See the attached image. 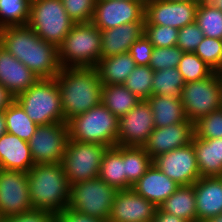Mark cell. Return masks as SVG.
I'll return each mask as SVG.
<instances>
[{"mask_svg": "<svg viewBox=\"0 0 222 222\" xmlns=\"http://www.w3.org/2000/svg\"><path fill=\"white\" fill-rule=\"evenodd\" d=\"M0 45L39 79L55 78L61 69L57 47L42 40L28 24L1 28Z\"/></svg>", "mask_w": 222, "mask_h": 222, "instance_id": "6da1fadb", "label": "cell"}, {"mask_svg": "<svg viewBox=\"0 0 222 222\" xmlns=\"http://www.w3.org/2000/svg\"><path fill=\"white\" fill-rule=\"evenodd\" d=\"M55 79L65 122L101 103L103 85L96 68H61Z\"/></svg>", "mask_w": 222, "mask_h": 222, "instance_id": "7a4b0ae2", "label": "cell"}, {"mask_svg": "<svg viewBox=\"0 0 222 222\" xmlns=\"http://www.w3.org/2000/svg\"><path fill=\"white\" fill-rule=\"evenodd\" d=\"M27 177L33 209L58 215L68 208L71 185L61 163L35 164Z\"/></svg>", "mask_w": 222, "mask_h": 222, "instance_id": "3957f363", "label": "cell"}, {"mask_svg": "<svg viewBox=\"0 0 222 222\" xmlns=\"http://www.w3.org/2000/svg\"><path fill=\"white\" fill-rule=\"evenodd\" d=\"M101 30L92 22L75 23L58 46L61 68L93 67L101 59Z\"/></svg>", "mask_w": 222, "mask_h": 222, "instance_id": "277c9868", "label": "cell"}, {"mask_svg": "<svg viewBox=\"0 0 222 222\" xmlns=\"http://www.w3.org/2000/svg\"><path fill=\"white\" fill-rule=\"evenodd\" d=\"M15 100L37 125L65 122L55 78L38 79L28 90L19 93Z\"/></svg>", "mask_w": 222, "mask_h": 222, "instance_id": "5b68a950", "label": "cell"}, {"mask_svg": "<svg viewBox=\"0 0 222 222\" xmlns=\"http://www.w3.org/2000/svg\"><path fill=\"white\" fill-rule=\"evenodd\" d=\"M119 118L102 103L70 119L69 139L84 143L117 145Z\"/></svg>", "mask_w": 222, "mask_h": 222, "instance_id": "8992f818", "label": "cell"}, {"mask_svg": "<svg viewBox=\"0 0 222 222\" xmlns=\"http://www.w3.org/2000/svg\"><path fill=\"white\" fill-rule=\"evenodd\" d=\"M74 24L61 0H31L28 25L42 40L58 48Z\"/></svg>", "mask_w": 222, "mask_h": 222, "instance_id": "52a82bcc", "label": "cell"}, {"mask_svg": "<svg viewBox=\"0 0 222 222\" xmlns=\"http://www.w3.org/2000/svg\"><path fill=\"white\" fill-rule=\"evenodd\" d=\"M116 192L100 178L74 183L68 208L107 222Z\"/></svg>", "mask_w": 222, "mask_h": 222, "instance_id": "ba28073f", "label": "cell"}, {"mask_svg": "<svg viewBox=\"0 0 222 222\" xmlns=\"http://www.w3.org/2000/svg\"><path fill=\"white\" fill-rule=\"evenodd\" d=\"M109 147L69 139L61 165L70 185L98 178L100 165Z\"/></svg>", "mask_w": 222, "mask_h": 222, "instance_id": "9c48e42d", "label": "cell"}, {"mask_svg": "<svg viewBox=\"0 0 222 222\" xmlns=\"http://www.w3.org/2000/svg\"><path fill=\"white\" fill-rule=\"evenodd\" d=\"M222 84L220 74L213 72L209 77L185 83L181 90V102L189 121L209 115L221 108Z\"/></svg>", "mask_w": 222, "mask_h": 222, "instance_id": "30bf717a", "label": "cell"}, {"mask_svg": "<svg viewBox=\"0 0 222 222\" xmlns=\"http://www.w3.org/2000/svg\"><path fill=\"white\" fill-rule=\"evenodd\" d=\"M68 140L67 122L38 125L28 141L34 164L61 163Z\"/></svg>", "mask_w": 222, "mask_h": 222, "instance_id": "8fae6325", "label": "cell"}, {"mask_svg": "<svg viewBox=\"0 0 222 222\" xmlns=\"http://www.w3.org/2000/svg\"><path fill=\"white\" fill-rule=\"evenodd\" d=\"M198 6V0H147L144 25H161L181 29L195 22Z\"/></svg>", "mask_w": 222, "mask_h": 222, "instance_id": "7c38bea8", "label": "cell"}, {"mask_svg": "<svg viewBox=\"0 0 222 222\" xmlns=\"http://www.w3.org/2000/svg\"><path fill=\"white\" fill-rule=\"evenodd\" d=\"M153 165L178 186L192 185L201 177L192 142L158 155L153 159Z\"/></svg>", "mask_w": 222, "mask_h": 222, "instance_id": "4fadbf2b", "label": "cell"}, {"mask_svg": "<svg viewBox=\"0 0 222 222\" xmlns=\"http://www.w3.org/2000/svg\"><path fill=\"white\" fill-rule=\"evenodd\" d=\"M142 0H96L92 23L107 30L126 23L145 22Z\"/></svg>", "mask_w": 222, "mask_h": 222, "instance_id": "5bb4252c", "label": "cell"}, {"mask_svg": "<svg viewBox=\"0 0 222 222\" xmlns=\"http://www.w3.org/2000/svg\"><path fill=\"white\" fill-rule=\"evenodd\" d=\"M32 209L27 173L0 169V213L3 217Z\"/></svg>", "mask_w": 222, "mask_h": 222, "instance_id": "9a60e30c", "label": "cell"}, {"mask_svg": "<svg viewBox=\"0 0 222 222\" xmlns=\"http://www.w3.org/2000/svg\"><path fill=\"white\" fill-rule=\"evenodd\" d=\"M155 128L152 109L141 100L126 115L119 118L117 145L142 147Z\"/></svg>", "mask_w": 222, "mask_h": 222, "instance_id": "2e32d148", "label": "cell"}, {"mask_svg": "<svg viewBox=\"0 0 222 222\" xmlns=\"http://www.w3.org/2000/svg\"><path fill=\"white\" fill-rule=\"evenodd\" d=\"M157 207L132 188L116 192L107 222H153Z\"/></svg>", "mask_w": 222, "mask_h": 222, "instance_id": "e0dca14e", "label": "cell"}, {"mask_svg": "<svg viewBox=\"0 0 222 222\" xmlns=\"http://www.w3.org/2000/svg\"><path fill=\"white\" fill-rule=\"evenodd\" d=\"M194 135V122L189 120L162 128L155 127L142 147L154 159L191 143Z\"/></svg>", "mask_w": 222, "mask_h": 222, "instance_id": "ac0fdd59", "label": "cell"}, {"mask_svg": "<svg viewBox=\"0 0 222 222\" xmlns=\"http://www.w3.org/2000/svg\"><path fill=\"white\" fill-rule=\"evenodd\" d=\"M196 222L222 214V176L200 177L194 184Z\"/></svg>", "mask_w": 222, "mask_h": 222, "instance_id": "d6986e66", "label": "cell"}, {"mask_svg": "<svg viewBox=\"0 0 222 222\" xmlns=\"http://www.w3.org/2000/svg\"><path fill=\"white\" fill-rule=\"evenodd\" d=\"M39 78L0 45V84L15 97L28 90Z\"/></svg>", "mask_w": 222, "mask_h": 222, "instance_id": "ffe728a7", "label": "cell"}, {"mask_svg": "<svg viewBox=\"0 0 222 222\" xmlns=\"http://www.w3.org/2000/svg\"><path fill=\"white\" fill-rule=\"evenodd\" d=\"M144 34V22H133L101 30V58L129 52L130 46Z\"/></svg>", "mask_w": 222, "mask_h": 222, "instance_id": "44dd1931", "label": "cell"}, {"mask_svg": "<svg viewBox=\"0 0 222 222\" xmlns=\"http://www.w3.org/2000/svg\"><path fill=\"white\" fill-rule=\"evenodd\" d=\"M178 187V184L152 164L147 172L131 188L156 207H160Z\"/></svg>", "mask_w": 222, "mask_h": 222, "instance_id": "7402d4cb", "label": "cell"}, {"mask_svg": "<svg viewBox=\"0 0 222 222\" xmlns=\"http://www.w3.org/2000/svg\"><path fill=\"white\" fill-rule=\"evenodd\" d=\"M27 141L6 132L0 137V168L27 173L34 166Z\"/></svg>", "mask_w": 222, "mask_h": 222, "instance_id": "603a6c76", "label": "cell"}, {"mask_svg": "<svg viewBox=\"0 0 222 222\" xmlns=\"http://www.w3.org/2000/svg\"><path fill=\"white\" fill-rule=\"evenodd\" d=\"M201 177L222 176V138L192 140Z\"/></svg>", "mask_w": 222, "mask_h": 222, "instance_id": "cb8c5ba5", "label": "cell"}, {"mask_svg": "<svg viewBox=\"0 0 222 222\" xmlns=\"http://www.w3.org/2000/svg\"><path fill=\"white\" fill-rule=\"evenodd\" d=\"M147 102L152 109L154 124L157 128L188 120L180 97L151 95Z\"/></svg>", "mask_w": 222, "mask_h": 222, "instance_id": "d4e9b609", "label": "cell"}, {"mask_svg": "<svg viewBox=\"0 0 222 222\" xmlns=\"http://www.w3.org/2000/svg\"><path fill=\"white\" fill-rule=\"evenodd\" d=\"M131 55L127 53L101 58L96 65L102 85L123 84L136 67Z\"/></svg>", "mask_w": 222, "mask_h": 222, "instance_id": "484cf974", "label": "cell"}, {"mask_svg": "<svg viewBox=\"0 0 222 222\" xmlns=\"http://www.w3.org/2000/svg\"><path fill=\"white\" fill-rule=\"evenodd\" d=\"M159 208L181 219L196 222V202L193 184L179 186Z\"/></svg>", "mask_w": 222, "mask_h": 222, "instance_id": "4316f807", "label": "cell"}, {"mask_svg": "<svg viewBox=\"0 0 222 222\" xmlns=\"http://www.w3.org/2000/svg\"><path fill=\"white\" fill-rule=\"evenodd\" d=\"M98 178L117 191L125 190V163H123L122 146L116 145L107 149L100 165Z\"/></svg>", "mask_w": 222, "mask_h": 222, "instance_id": "83f0119b", "label": "cell"}, {"mask_svg": "<svg viewBox=\"0 0 222 222\" xmlns=\"http://www.w3.org/2000/svg\"><path fill=\"white\" fill-rule=\"evenodd\" d=\"M140 101L123 84L102 86L101 103L118 118L126 115Z\"/></svg>", "mask_w": 222, "mask_h": 222, "instance_id": "f1b7e54d", "label": "cell"}, {"mask_svg": "<svg viewBox=\"0 0 222 222\" xmlns=\"http://www.w3.org/2000/svg\"><path fill=\"white\" fill-rule=\"evenodd\" d=\"M125 163V190L130 189L152 166L153 159L143 147L122 146Z\"/></svg>", "mask_w": 222, "mask_h": 222, "instance_id": "f546056e", "label": "cell"}, {"mask_svg": "<svg viewBox=\"0 0 222 222\" xmlns=\"http://www.w3.org/2000/svg\"><path fill=\"white\" fill-rule=\"evenodd\" d=\"M4 114L7 132L28 142L38 125L27 116L22 106L15 100L4 110Z\"/></svg>", "mask_w": 222, "mask_h": 222, "instance_id": "4dcf8cb0", "label": "cell"}, {"mask_svg": "<svg viewBox=\"0 0 222 222\" xmlns=\"http://www.w3.org/2000/svg\"><path fill=\"white\" fill-rule=\"evenodd\" d=\"M185 82L177 68L154 71L152 95L180 97Z\"/></svg>", "mask_w": 222, "mask_h": 222, "instance_id": "1f68e13d", "label": "cell"}, {"mask_svg": "<svg viewBox=\"0 0 222 222\" xmlns=\"http://www.w3.org/2000/svg\"><path fill=\"white\" fill-rule=\"evenodd\" d=\"M195 22L205 37L222 39V11L211 2H199Z\"/></svg>", "mask_w": 222, "mask_h": 222, "instance_id": "d6a6232c", "label": "cell"}, {"mask_svg": "<svg viewBox=\"0 0 222 222\" xmlns=\"http://www.w3.org/2000/svg\"><path fill=\"white\" fill-rule=\"evenodd\" d=\"M31 0H0V29L27 25Z\"/></svg>", "mask_w": 222, "mask_h": 222, "instance_id": "836d02e7", "label": "cell"}, {"mask_svg": "<svg viewBox=\"0 0 222 222\" xmlns=\"http://www.w3.org/2000/svg\"><path fill=\"white\" fill-rule=\"evenodd\" d=\"M177 69L185 83L203 80L214 71L194 52H184Z\"/></svg>", "mask_w": 222, "mask_h": 222, "instance_id": "e575fe53", "label": "cell"}, {"mask_svg": "<svg viewBox=\"0 0 222 222\" xmlns=\"http://www.w3.org/2000/svg\"><path fill=\"white\" fill-rule=\"evenodd\" d=\"M154 70L150 66H136L123 85L141 100L152 95Z\"/></svg>", "mask_w": 222, "mask_h": 222, "instance_id": "d590c367", "label": "cell"}, {"mask_svg": "<svg viewBox=\"0 0 222 222\" xmlns=\"http://www.w3.org/2000/svg\"><path fill=\"white\" fill-rule=\"evenodd\" d=\"M214 72L221 74L222 39L204 37L195 52Z\"/></svg>", "mask_w": 222, "mask_h": 222, "instance_id": "8d00e7d4", "label": "cell"}, {"mask_svg": "<svg viewBox=\"0 0 222 222\" xmlns=\"http://www.w3.org/2000/svg\"><path fill=\"white\" fill-rule=\"evenodd\" d=\"M194 131L197 138H222V108L199 118L194 122Z\"/></svg>", "mask_w": 222, "mask_h": 222, "instance_id": "74e56055", "label": "cell"}, {"mask_svg": "<svg viewBox=\"0 0 222 222\" xmlns=\"http://www.w3.org/2000/svg\"><path fill=\"white\" fill-rule=\"evenodd\" d=\"M179 29L170 26L144 25V34L155 47H174L177 44Z\"/></svg>", "mask_w": 222, "mask_h": 222, "instance_id": "f35d334b", "label": "cell"}, {"mask_svg": "<svg viewBox=\"0 0 222 222\" xmlns=\"http://www.w3.org/2000/svg\"><path fill=\"white\" fill-rule=\"evenodd\" d=\"M183 53L184 52L178 46L164 48L154 47L149 66L154 71L177 68Z\"/></svg>", "mask_w": 222, "mask_h": 222, "instance_id": "ab89813d", "label": "cell"}, {"mask_svg": "<svg viewBox=\"0 0 222 222\" xmlns=\"http://www.w3.org/2000/svg\"><path fill=\"white\" fill-rule=\"evenodd\" d=\"M68 16L75 23L92 21L96 0H61Z\"/></svg>", "mask_w": 222, "mask_h": 222, "instance_id": "60d3db41", "label": "cell"}, {"mask_svg": "<svg viewBox=\"0 0 222 222\" xmlns=\"http://www.w3.org/2000/svg\"><path fill=\"white\" fill-rule=\"evenodd\" d=\"M204 37L202 30L194 22L179 29L176 46L183 52H195Z\"/></svg>", "mask_w": 222, "mask_h": 222, "instance_id": "b9f144b4", "label": "cell"}, {"mask_svg": "<svg viewBox=\"0 0 222 222\" xmlns=\"http://www.w3.org/2000/svg\"><path fill=\"white\" fill-rule=\"evenodd\" d=\"M154 46L143 34L129 49V54L134 59L137 66H149Z\"/></svg>", "mask_w": 222, "mask_h": 222, "instance_id": "7bdbcfd3", "label": "cell"}, {"mask_svg": "<svg viewBox=\"0 0 222 222\" xmlns=\"http://www.w3.org/2000/svg\"><path fill=\"white\" fill-rule=\"evenodd\" d=\"M3 222H56V215L49 211L32 209L19 215L4 218Z\"/></svg>", "mask_w": 222, "mask_h": 222, "instance_id": "ee69618b", "label": "cell"}, {"mask_svg": "<svg viewBox=\"0 0 222 222\" xmlns=\"http://www.w3.org/2000/svg\"><path fill=\"white\" fill-rule=\"evenodd\" d=\"M56 222H104L91 216L66 208L56 215Z\"/></svg>", "mask_w": 222, "mask_h": 222, "instance_id": "f6af8a7d", "label": "cell"}, {"mask_svg": "<svg viewBox=\"0 0 222 222\" xmlns=\"http://www.w3.org/2000/svg\"><path fill=\"white\" fill-rule=\"evenodd\" d=\"M153 222H190L162 211L157 207Z\"/></svg>", "mask_w": 222, "mask_h": 222, "instance_id": "bcb514c9", "label": "cell"}, {"mask_svg": "<svg viewBox=\"0 0 222 222\" xmlns=\"http://www.w3.org/2000/svg\"><path fill=\"white\" fill-rule=\"evenodd\" d=\"M15 101V96L0 84V111H4Z\"/></svg>", "mask_w": 222, "mask_h": 222, "instance_id": "7dc6e473", "label": "cell"}, {"mask_svg": "<svg viewBox=\"0 0 222 222\" xmlns=\"http://www.w3.org/2000/svg\"><path fill=\"white\" fill-rule=\"evenodd\" d=\"M7 132L4 111H0V137Z\"/></svg>", "mask_w": 222, "mask_h": 222, "instance_id": "c3c4849f", "label": "cell"}, {"mask_svg": "<svg viewBox=\"0 0 222 222\" xmlns=\"http://www.w3.org/2000/svg\"><path fill=\"white\" fill-rule=\"evenodd\" d=\"M203 222H222V214H219V215L214 216V217H210V218L206 219Z\"/></svg>", "mask_w": 222, "mask_h": 222, "instance_id": "681fc988", "label": "cell"}, {"mask_svg": "<svg viewBox=\"0 0 222 222\" xmlns=\"http://www.w3.org/2000/svg\"><path fill=\"white\" fill-rule=\"evenodd\" d=\"M216 8L222 11V0H211L210 1Z\"/></svg>", "mask_w": 222, "mask_h": 222, "instance_id": "f907efd6", "label": "cell"}, {"mask_svg": "<svg viewBox=\"0 0 222 222\" xmlns=\"http://www.w3.org/2000/svg\"><path fill=\"white\" fill-rule=\"evenodd\" d=\"M3 220H4V217H3V215L0 213V222H3Z\"/></svg>", "mask_w": 222, "mask_h": 222, "instance_id": "816d5d0a", "label": "cell"}, {"mask_svg": "<svg viewBox=\"0 0 222 222\" xmlns=\"http://www.w3.org/2000/svg\"><path fill=\"white\" fill-rule=\"evenodd\" d=\"M221 84H222V74H220ZM221 108H222V97H221Z\"/></svg>", "mask_w": 222, "mask_h": 222, "instance_id": "f5cc1de1", "label": "cell"}, {"mask_svg": "<svg viewBox=\"0 0 222 222\" xmlns=\"http://www.w3.org/2000/svg\"><path fill=\"white\" fill-rule=\"evenodd\" d=\"M199 2H210L211 0H198Z\"/></svg>", "mask_w": 222, "mask_h": 222, "instance_id": "db71d44e", "label": "cell"}, {"mask_svg": "<svg viewBox=\"0 0 222 222\" xmlns=\"http://www.w3.org/2000/svg\"><path fill=\"white\" fill-rule=\"evenodd\" d=\"M167 1H190V0H167Z\"/></svg>", "mask_w": 222, "mask_h": 222, "instance_id": "11a10c76", "label": "cell"}]
</instances>
